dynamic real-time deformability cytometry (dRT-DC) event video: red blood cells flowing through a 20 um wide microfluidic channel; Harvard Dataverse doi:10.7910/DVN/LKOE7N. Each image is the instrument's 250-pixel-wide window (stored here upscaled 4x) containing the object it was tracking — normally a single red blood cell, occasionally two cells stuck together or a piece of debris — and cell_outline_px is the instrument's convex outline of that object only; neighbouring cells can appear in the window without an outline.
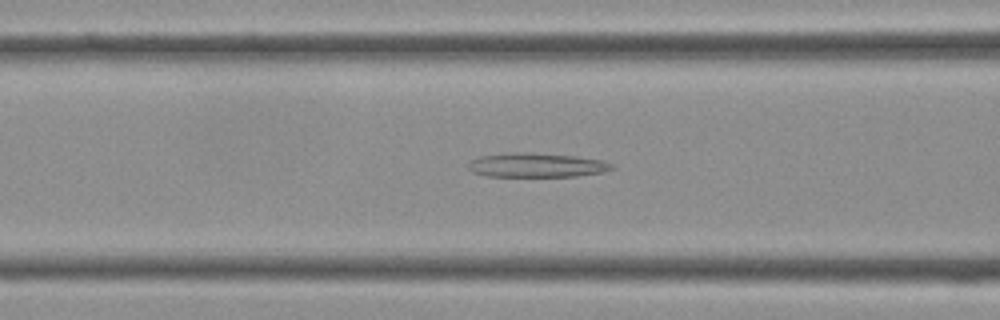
{"species": "Egyptian fruit bat (a non-hibernating species)", "species_latin": "Rousettus aegyptiacus", "temperature_condition": "cold", "stored_images_in_passage": 41, "camera_frame_rate_fps": 3000, "um_per_image_px": 0.085, "frame": {"image": 1, "passage_image": 16, "time_ms": 5.0, "image_size_px": [1000, 320], "cell_outline_px": [[616, 168], [600, 172], [576, 176], [488, 176], [472, 172], [468, 168], [468, 164], [472, 160], [480, 156], [512, 152], [516, 152], [576, 156], [600, 160], [612, 164]], "centroid_in_image_um": [45.58, 14.04], "position_along_channel_um": 121.0, "area_um2": 19.94}}
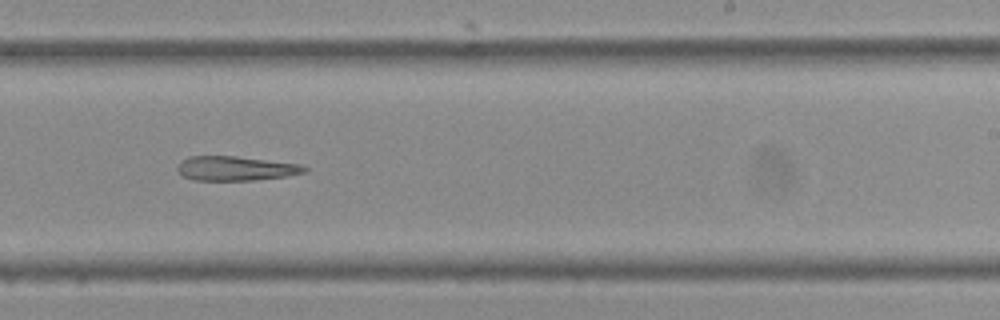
{"frame": {"image": 2, "passage_image": 25, "time_ms": 8.0, "image_size_px": [1000, 320], "cell_outline_px": [[308, 168], [304, 172], [288, 176], [252, 180], [192, 180], [184, 176], [176, 168], [176, 164], [180, 160], [188, 156], [236, 156], [300, 164]], "centroid_in_image_um": [19.98, 14.31], "position_along_channel_um": 269.0, "area_um2": 18.09}}
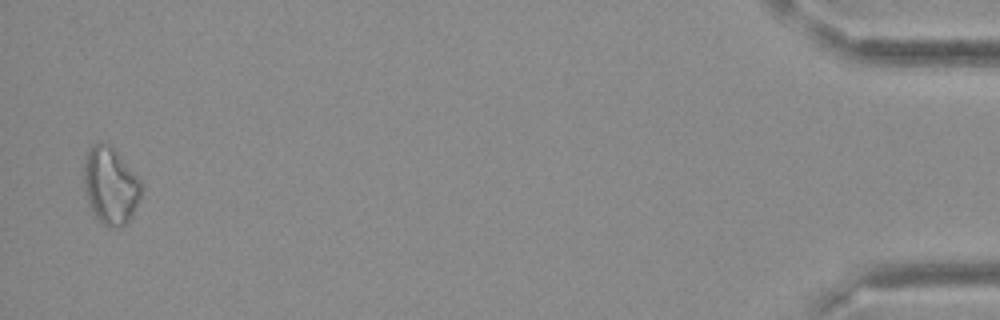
{"frame": {"image": 3, "passage_image": 40, "time_ms": 13.0, "image_size_px": [1000, 320], "cell_outline_px": [[144, 184], [140, 196], [132, 216], [120, 228], [108, 228], [92, 212], [88, 200], [84, 184], [84, 164], [88, 152], [92, 144], [112, 144]], "centroid_in_image_um": [9.42, 15.78], "position_along_channel_um": 425.8, "area_um2": 25.78}}